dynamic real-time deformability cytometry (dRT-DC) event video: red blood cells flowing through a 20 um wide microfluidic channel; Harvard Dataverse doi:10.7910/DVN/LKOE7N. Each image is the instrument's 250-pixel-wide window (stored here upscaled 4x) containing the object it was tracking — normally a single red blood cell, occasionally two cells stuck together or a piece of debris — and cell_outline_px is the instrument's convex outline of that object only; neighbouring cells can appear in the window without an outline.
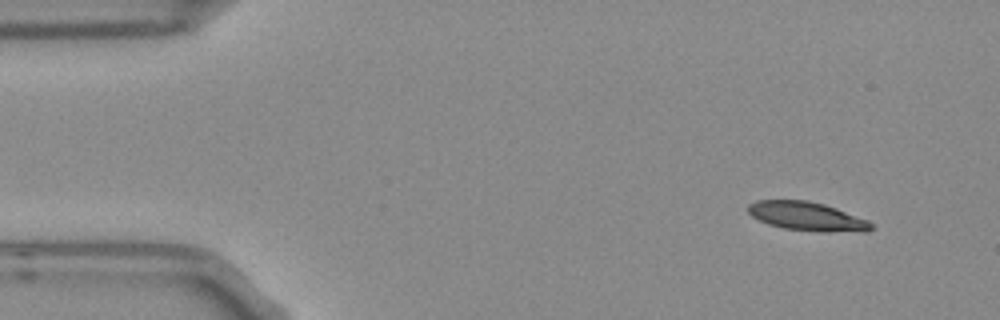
{"species": "Egyptian fruit bat (a non-hibernating species)", "species_latin": "Rousettus aegyptiacus", "temperature_condition": "room temperature", "stored_images_in_passage": 5, "camera_frame_rate_fps": 3000, "um_per_image_px": 0.085, "frame": {"image": 1, "passage_image": 1, "time_ms": 0.0, "image_size_px": [1000, 320], "cell_outline_px": [[876, 228], [868, 232], [820, 232], [784, 228], [768, 224], [752, 216], [748, 212], [748, 204], [756, 200], [808, 200], [824, 204], [836, 208], [868, 220]], "centroid_in_image_um": [68.64, 18.4], "position_along_channel_um": 16.4, "area_um2": 20.87}}
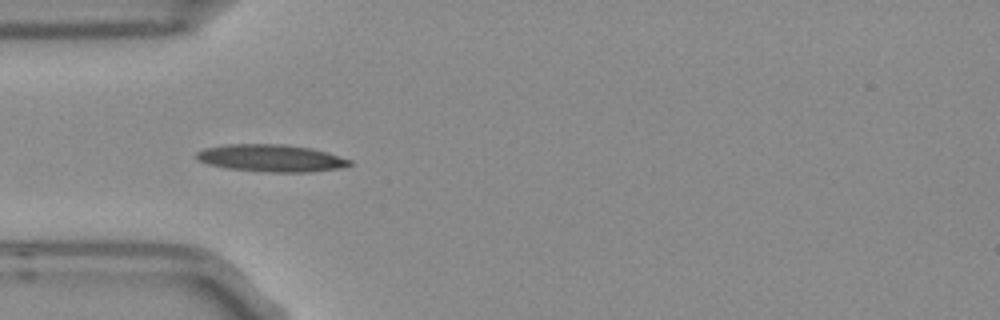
{"frame": {"image": 2, "passage_image": 4, "time_ms": 1.0, "image_size_px": [1000, 320], "cell_outline_px": [[352, 164], [336, 168], [308, 172], [272, 172], [228, 168], [208, 164], [196, 160], [196, 152], [204, 148], [224, 144], [284, 144], [312, 148], [328, 152], [352, 160]], "centroid_in_image_um": [23.02, 13.42], "position_along_channel_um": 62.0, "area_um2": 24.28}}
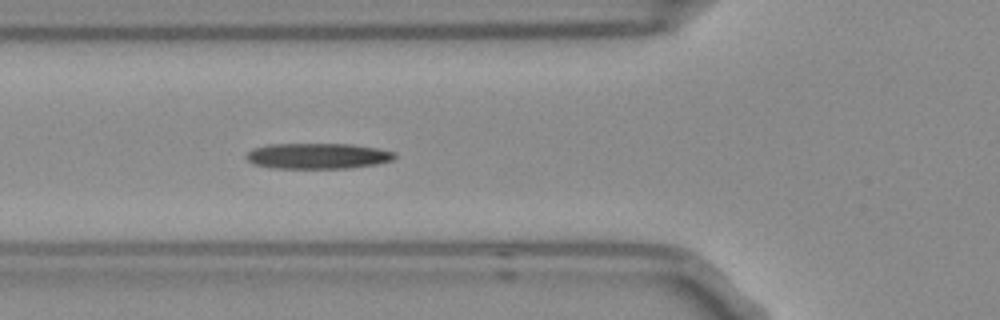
{"frame": {"image": 3, "passage_image": 5, "time_ms": 1.333, "image_size_px": [1000, 320], "cell_outline_px": [[396, 156], [392, 160], [376, 164], [348, 168], [272, 168], [252, 164], [244, 156], [252, 148], [268, 144], [348, 144], [376, 148], [396, 152]], "centroid_in_image_um": [26.96, 13.26], "position_along_channel_um": 98.8, "area_um2": 22.25}}